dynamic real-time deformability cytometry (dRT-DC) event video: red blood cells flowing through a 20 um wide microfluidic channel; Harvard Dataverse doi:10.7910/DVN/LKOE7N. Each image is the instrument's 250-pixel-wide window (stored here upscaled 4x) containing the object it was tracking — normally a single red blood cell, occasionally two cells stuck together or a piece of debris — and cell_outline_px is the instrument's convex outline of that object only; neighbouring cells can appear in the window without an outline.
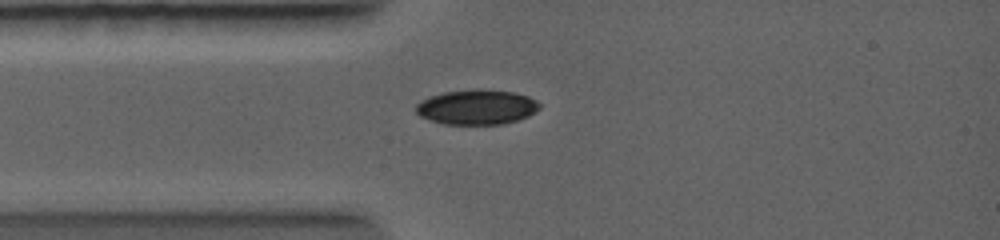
{"species": "common noctule bat (a hibernating species)", "species_latin": "Nyctalus noctula", "temperature_condition": "warm", "stored_images_in_passage": 26, "camera_frame_rate_fps": 5000, "um_per_image_px": 0.085, "animal": {"sex": "female", "body_mass_g": 19.0, "forearm_length_mm": 56.7}, "frame": {"image": 1, "passage_image": 1, "time_ms": 0.0, "image_size_px": [1000, 240], "cell_outline_px": [[540, 108], [528, 116], [520, 120], [504, 124], [444, 124], [420, 116], [416, 112], [416, 104], [420, 100], [428, 96], [444, 92], [512, 92], [528, 96], [536, 100], [540, 104]], "centroid_in_image_um": [40.52, 9.15], "position_along_channel_um": 44.5, "area_um2": 24.33}}
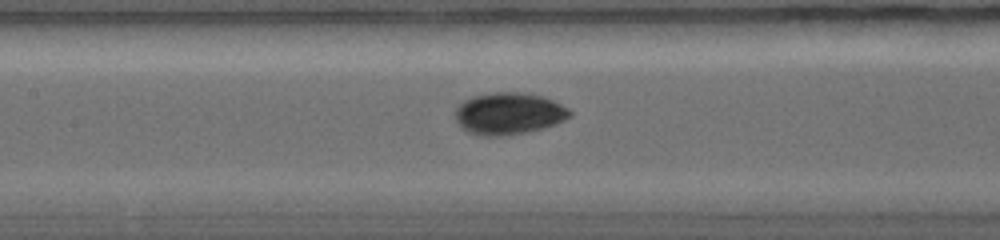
{"frame": {"image": 2, "passage_image": 8, "time_ms": 2.4, "image_size_px": [1000, 240], "cell_outline_px": [[572, 116], [556, 124], [544, 128], [528, 132], [504, 136], [480, 136], [468, 132], [460, 128], [456, 120], [456, 108], [464, 100], [476, 96], [496, 92], [520, 92], [540, 96], [552, 100], [568, 108], [572, 112]], "centroid_in_image_um": [43.25, 9.67], "position_along_channel_um": 164.2, "area_um2": 28.03}}
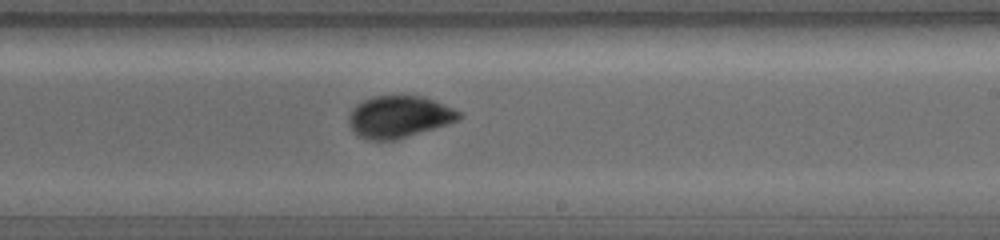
{"frame": {"image": 3, "passage_image": 14, "time_ms": 4.2, "image_size_px": [1000, 240], "cell_outline_px": [[464, 116], [460, 120], [448, 124], [396, 140], [368, 140], [356, 136], [352, 132], [348, 124], [348, 116], [352, 108], [356, 104], [364, 100], [376, 96], [416, 96], [432, 100], [452, 108], [460, 112]], "centroid_in_image_um": [33.87, 9.95], "position_along_channel_um": 255.1, "area_um2": 26.99}}